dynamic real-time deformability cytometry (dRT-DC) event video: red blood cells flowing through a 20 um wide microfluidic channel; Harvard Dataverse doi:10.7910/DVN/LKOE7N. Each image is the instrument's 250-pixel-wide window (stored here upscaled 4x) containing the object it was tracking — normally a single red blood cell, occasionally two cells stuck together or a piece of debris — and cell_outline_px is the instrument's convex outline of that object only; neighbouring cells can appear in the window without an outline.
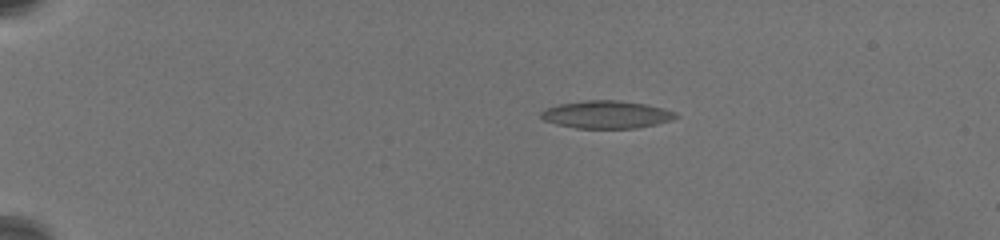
{"species": "common noctule bat (a hibernating species)", "species_latin": "Nyctalus noctula", "temperature_condition": "warm", "stored_images_in_passage": 43, "camera_frame_rate_fps": 3000, "um_per_image_px": 0.085, "animal": {"sex": "female", "body_mass_g": 19.5, "forearm_length_mm": 54.1}, "frame": {"image": 1, "passage_image": 5, "time_ms": 2.0, "image_size_px": [1000, 240], "cell_outline_px": [[680, 116], [672, 120], [656, 124], [636, 128], [576, 128], [556, 124], [544, 120], [540, 116], [540, 112], [544, 108], [560, 104], [584, 100], [616, 100], [644, 104], [664, 108], [676, 112]], "centroid_in_image_um": [51.55, 9.73], "position_along_channel_um": 33.4, "area_um2": 21.79}}
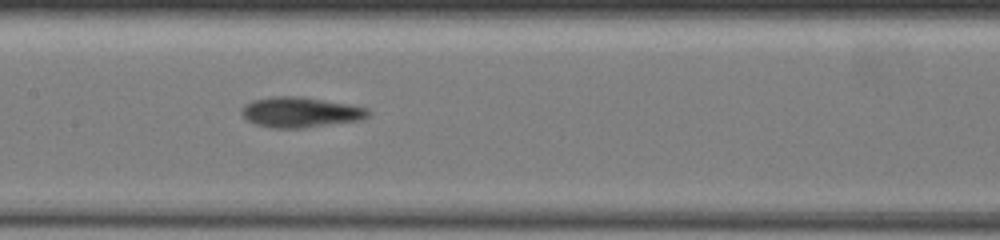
{"frame": {"image": 2, "passage_image": 20, "time_ms": 9.0, "image_size_px": [1000, 240], "cell_outline_px": [[372, 112], [364, 120], [304, 128], [272, 128], [256, 124], [248, 120], [240, 112], [244, 104], [252, 100], [272, 96], [300, 96], [348, 104], [368, 108]], "centroid_in_image_um": [25.56, 9.54], "position_along_channel_um": 181.8, "area_um2": 22.6}}
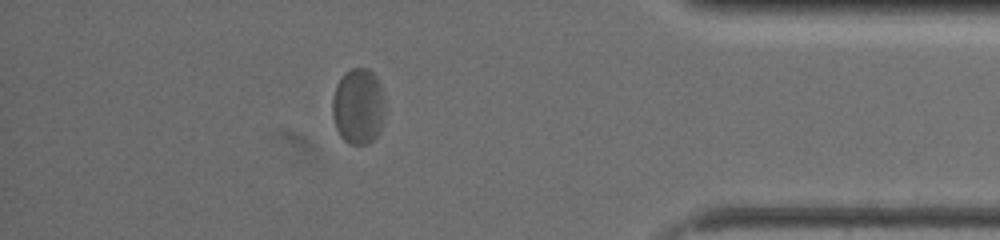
{"frame": {"image": 3, "passage_image": 38, "time_ms": 16.333, "image_size_px": [1000, 240], "cell_outline_px": [[384, 112], [380, 132], [368, 144], [348, 144], [340, 136], [336, 128], [332, 116], [332, 100], [336, 84], [344, 72], [352, 68], [368, 68], [376, 76], [380, 84], [384, 100]], "centroid_in_image_um": [30.44, 9.04], "position_along_channel_um": 404.8, "area_um2": 23.52}, "authors_computed_cell_mechanics": {"area_um2": 22.0218, "velocity_mm_per_s": 3.3907, "shape_relaxation_time_tau1_ms": 6.544, "shape_relaxation_time_tau2_ms": 1.1312, "deformation_change_tau1": 0.1371, "deformation_change_tau2": 0.0496}}